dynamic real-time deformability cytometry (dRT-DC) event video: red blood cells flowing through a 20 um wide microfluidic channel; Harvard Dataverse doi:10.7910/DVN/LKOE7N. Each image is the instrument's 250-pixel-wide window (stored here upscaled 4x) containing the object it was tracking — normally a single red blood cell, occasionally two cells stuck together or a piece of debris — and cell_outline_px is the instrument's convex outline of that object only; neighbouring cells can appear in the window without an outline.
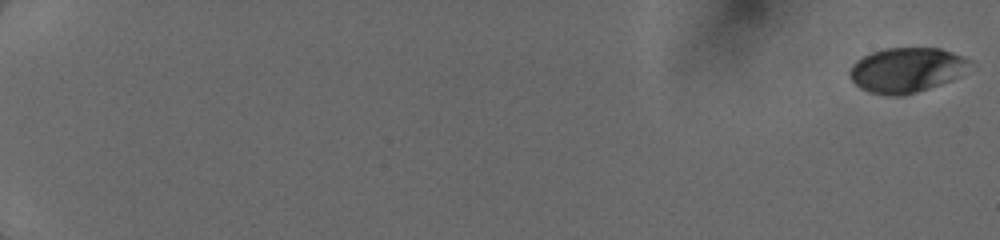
{"species": "human", "species_latin": "Homo sapiens", "temperature_condition": "cold", "stored_images_in_passage": 37, "camera_frame_rate_fps": 3000, "um_per_image_px": 0.085, "donor": {"sex": "female"}, "frame": {"image": 1, "passage_image": 1, "time_ms": 0.0, "image_size_px": [1000, 240], "cell_outline_px": [[968, 68], [960, 76], [952, 80], [904, 96], [892, 96], [868, 92], [860, 88], [852, 80], [848, 72], [852, 64], [856, 60], [872, 52], [884, 48], [940, 48], [964, 56], [968, 60]], "centroid_in_image_um": [77.03, 5.95], "position_along_channel_um": 8.0, "area_um2": 31.39}}
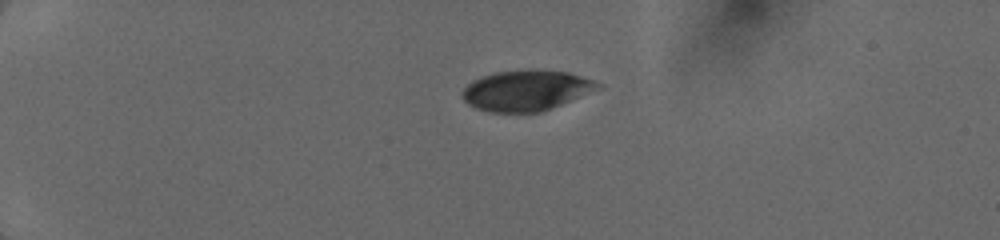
{"frame": {"image": 2, "passage_image": 27, "time_ms": 4.667, "image_size_px": [1000, 240], "cell_outline_px": [[604, 88], [540, 112], [488, 112], [476, 108], [468, 104], [460, 96], [460, 92], [472, 80], [496, 72], [532, 68], [568, 72], [604, 84]], "centroid_in_image_um": [44.75, 7.68], "position_along_channel_um": 40.3, "area_um2": 32.43}}